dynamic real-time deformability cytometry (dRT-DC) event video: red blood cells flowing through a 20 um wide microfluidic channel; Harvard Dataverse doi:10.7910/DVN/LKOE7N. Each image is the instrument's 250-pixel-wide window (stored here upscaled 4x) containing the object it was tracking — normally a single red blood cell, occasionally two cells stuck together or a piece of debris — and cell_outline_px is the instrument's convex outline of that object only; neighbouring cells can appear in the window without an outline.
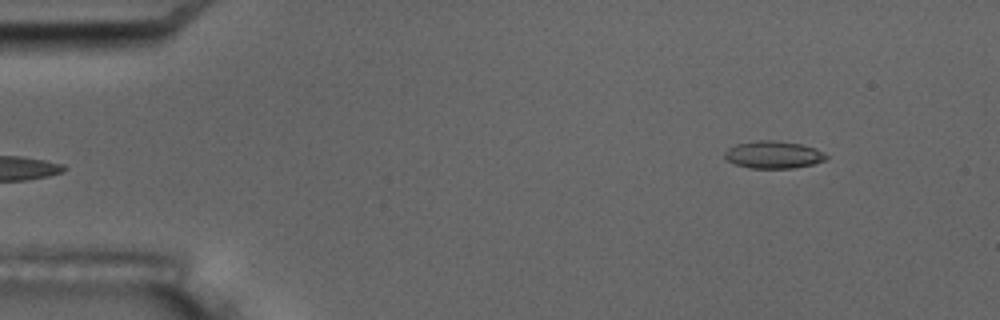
{"species": "common noctule bat (a hibernating species)", "species_latin": "Nyctalus noctula", "temperature_condition": "room temperature", "stored_images_in_passage": 6, "camera_frame_rate_fps": 3000, "um_per_image_px": 0.085, "animal": {"sex": "male", "body_mass_g": 17.5, "forearm_length_mm": 52.3}, "frame": {"image": 1, "passage_image": 6, "time_ms": 6.0, "image_size_px": [1000, 320], "cell_outline_px": [[828, 156], [824, 160], [812, 164], [792, 168], [748, 168], [736, 164], [728, 160], [724, 156], [724, 152], [728, 148], [736, 144], [756, 140], [776, 140], [800, 144], [816, 148]], "centroid_in_image_um": [65.72, 13.14], "position_along_channel_um": 19.3, "area_um2": 16.13}}